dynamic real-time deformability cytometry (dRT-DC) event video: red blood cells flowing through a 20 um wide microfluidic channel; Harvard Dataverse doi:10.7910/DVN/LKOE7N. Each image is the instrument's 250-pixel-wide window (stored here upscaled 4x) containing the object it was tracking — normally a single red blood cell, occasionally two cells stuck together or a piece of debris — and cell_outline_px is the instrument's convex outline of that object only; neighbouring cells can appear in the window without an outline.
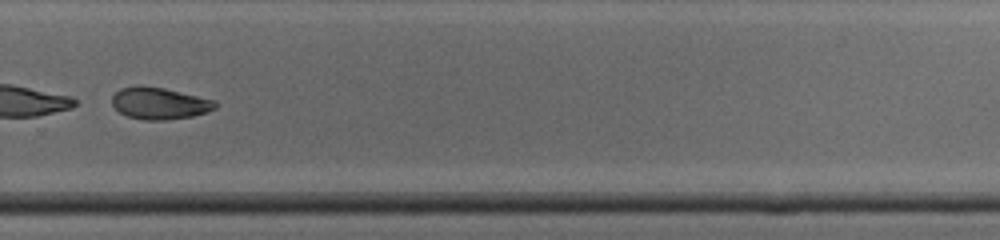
{"species": "common noctule bat (a hibernating species)", "species_latin": "Nyctalus noctula", "temperature_condition": "cold", "stored_images_in_passage": 32, "camera_frame_rate_fps": 3000, "um_per_image_px": 0.085, "animal": {"sex": "male", "body_mass_g": 19.0, "forearm_length_mm": 50.8}, "frame": {"image": 1, "passage_image": 23, "time_ms": 7.333, "image_size_px": [1000, 240], "cell_outline_px": [[220, 104], [216, 108], [208, 112], [192, 116], [164, 120], [144, 120], [128, 116], [120, 112], [112, 104], [112, 96], [120, 88], [140, 84], [164, 88], [216, 100]], "centroid_in_image_um": [13.58, 8.77], "position_along_channel_um": 316.2, "area_um2": 19.36}}